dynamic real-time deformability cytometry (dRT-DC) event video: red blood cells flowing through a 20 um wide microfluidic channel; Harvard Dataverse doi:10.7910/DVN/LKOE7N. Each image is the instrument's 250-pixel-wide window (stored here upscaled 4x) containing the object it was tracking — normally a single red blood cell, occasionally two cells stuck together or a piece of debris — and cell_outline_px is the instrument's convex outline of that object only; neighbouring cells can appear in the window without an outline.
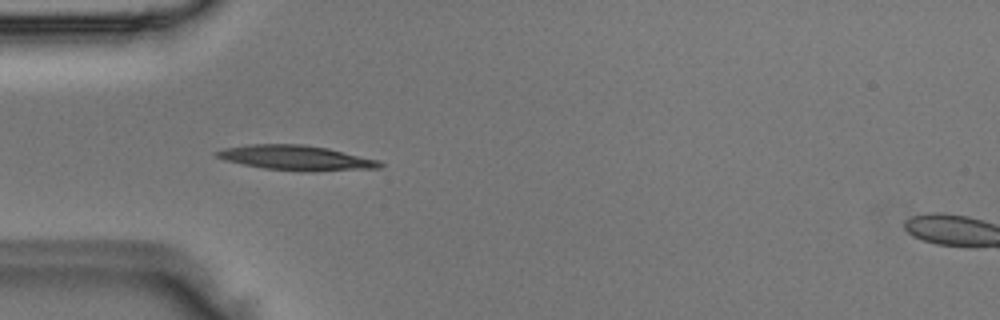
{"species": "Egyptian fruit bat (a non-hibernating species)", "species_latin": "Rousettus aegyptiacus", "temperature_condition": "room temperature", "stored_images_in_passage": 5, "camera_frame_rate_fps": 3000, "um_per_image_px": 0.085, "animal": {"sex": "male"}, "frame": {"image": 1, "passage_image": 4, "time_ms": 1.0, "image_size_px": [1000, 320], "cell_outline_px": [[384, 164], [380, 168], [316, 172], [304, 172], [264, 168], [224, 160], [216, 156], [212, 152], [224, 148], [248, 144], [304, 144], [328, 148], [380, 160]], "centroid_in_image_um": [25.2, 13.42], "position_along_channel_um": 59.8, "area_um2": 23.99}}
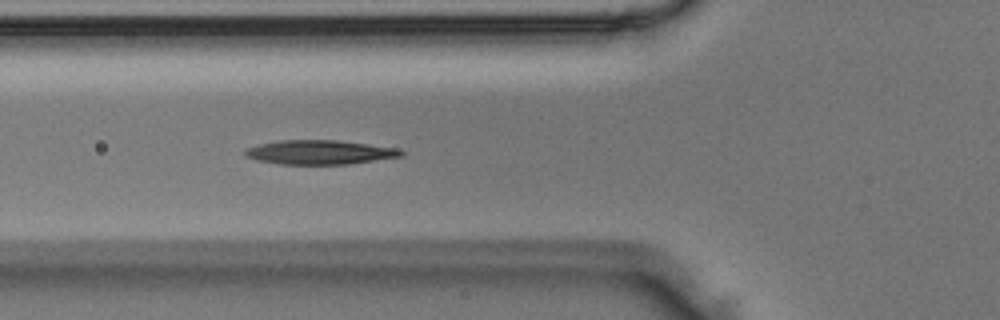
{"frame": {"image": 2, "passage_image": 5, "time_ms": 1.333, "image_size_px": [1000, 320], "cell_outline_px": [[404, 156], [348, 164], [280, 164], [256, 160], [244, 156], [244, 152], [248, 148], [260, 144], [280, 140], [340, 140], [396, 148], [404, 152]], "centroid_in_image_um": [27.18, 12.94], "position_along_channel_um": 98.6, "area_um2": 21.96}}